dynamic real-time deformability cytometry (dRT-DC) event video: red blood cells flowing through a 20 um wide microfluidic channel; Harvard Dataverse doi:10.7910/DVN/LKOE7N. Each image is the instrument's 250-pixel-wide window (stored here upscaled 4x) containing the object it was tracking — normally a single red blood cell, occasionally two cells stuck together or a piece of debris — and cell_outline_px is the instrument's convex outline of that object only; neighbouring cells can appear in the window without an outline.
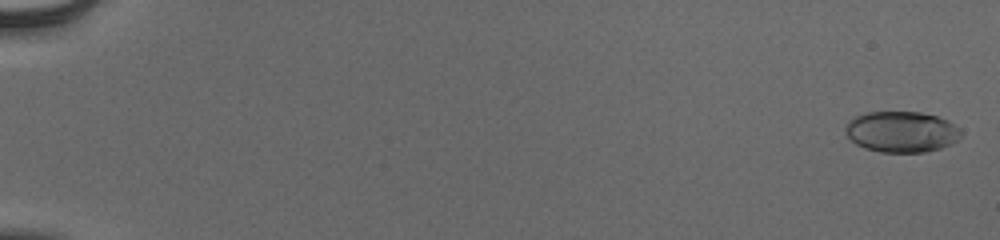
{"species": "human", "species_latin": "Homo sapiens", "temperature_condition": "cold", "stored_images_in_passage": 56, "camera_frame_rate_fps": 3000, "um_per_image_px": 0.085, "donor": {"sex": "male"}, "frame": {"image": 1, "passage_image": 2, "time_ms": 0.333, "image_size_px": [1000, 240], "cell_outline_px": [[960, 140], [952, 144], [940, 148], [924, 152], [880, 152], [864, 148], [856, 144], [844, 132], [844, 128], [848, 120], [856, 116], [868, 112], [920, 112], [936, 116], [948, 120], [960, 128]], "centroid_in_image_um": [76.63, 11.2], "position_along_channel_um": 8.4, "area_um2": 27.74}}
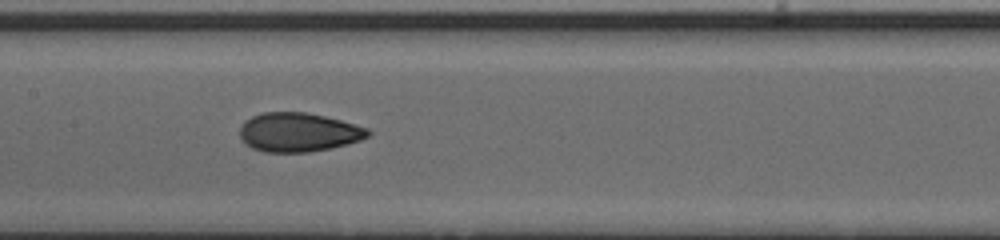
{"frame": {"image": 2, "passage_image": 31, "time_ms": 10.0, "image_size_px": [1000, 240], "cell_outline_px": [[372, 132], [368, 136], [360, 140], [328, 148], [308, 152], [264, 152], [252, 148], [240, 136], [240, 128], [244, 120], [260, 112], [304, 112], [324, 116], [340, 120], [368, 128]], "centroid_in_image_um": [25.35, 11.23], "position_along_channel_um": 182.1, "area_um2": 28.9}}
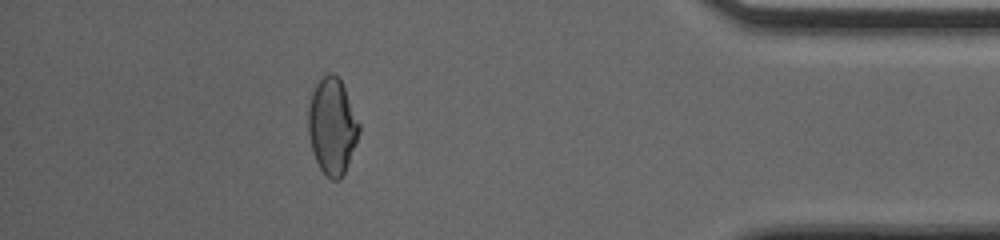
{"frame": {"image": 3, "passage_image": 51, "time_ms": 16.667, "image_size_px": [1000, 240], "cell_outline_px": [[360, 132], [356, 144], [344, 172], [340, 180], [332, 180], [320, 168], [312, 152], [308, 132], [308, 108], [312, 92], [316, 84], [328, 72], [332, 72], [340, 80], [344, 88], [360, 124]], "centroid_in_image_um": [28.23, 10.73], "position_along_channel_um": 407.0, "area_um2": 28.26}, "authors_computed_cell_mechanics": {"area_um2": 28.2642, "velocity_mm_per_s": 3.9067, "shape_relaxation_time_tau1_ms": 9.7839, "shape_relaxation_time_tau2_ms": 1.3324, "deformation_change_tau1": 0.2196, "deformation_change_tau2": 0.059}}